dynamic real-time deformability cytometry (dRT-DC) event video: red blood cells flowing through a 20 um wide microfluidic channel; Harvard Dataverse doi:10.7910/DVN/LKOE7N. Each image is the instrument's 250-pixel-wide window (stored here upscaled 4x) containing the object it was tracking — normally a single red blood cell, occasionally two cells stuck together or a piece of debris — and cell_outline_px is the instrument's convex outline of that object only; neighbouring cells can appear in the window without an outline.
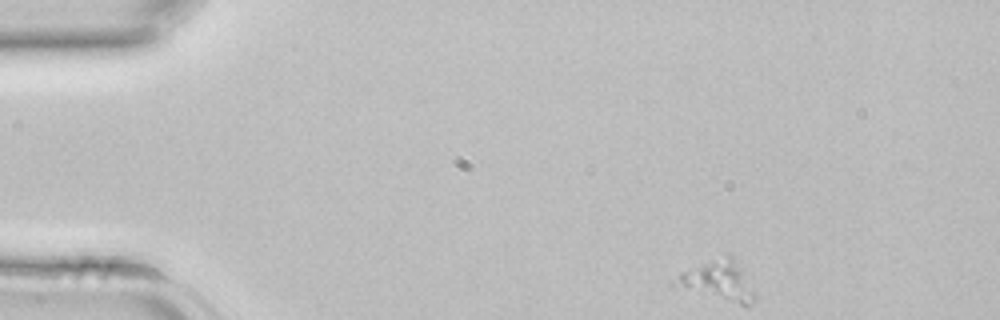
{"species": "common noctule bat (a hibernating species)", "species_latin": "Nyctalus noctula", "temperature_condition": "room temperature", "stored_images_in_passage": 38, "camera_frame_rate_fps": 3000, "um_per_image_px": 0.085, "animal": {"sex": "female", "body_mass_g": 22.7, "forearm_length_mm": 54.2}, "frame": {"image": 1, "passage_image": 1, "time_ms": 0.0, "image_size_px": [1000, 320], "cell_outline_px": [[756, 296], [752, 304], [740, 304], [668, 284], [680, 272], [724, 252], [728, 252], [732, 256], [740, 268]], "centroid_in_image_um": [60.97, 23.79], "position_along_channel_um": 24.0, "area_um2": 18.21}}
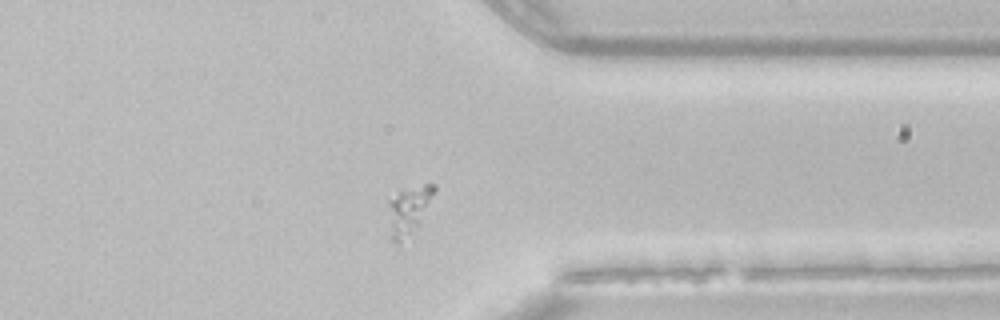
{"frame": {"image": 2, "passage_image": 29, "time_ms": 9.333, "image_size_px": [1000, 320], "cell_outline_px": [[436, 192], [412, 232], [396, 244], [392, 240], [388, 204], [388, 200], [400, 192], [424, 184], [436, 184]], "centroid_in_image_um": [34.75, 17.82], "position_along_channel_um": 376.7, "area_um2": 12.14}}
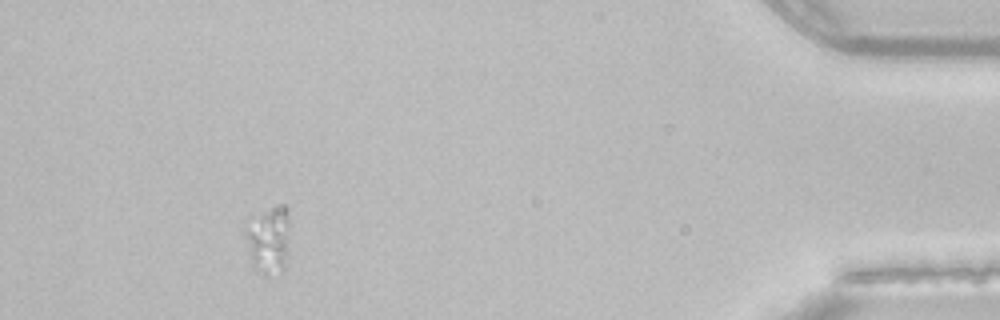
{"frame": {"image": 3, "passage_image": 35, "time_ms": 11.333, "image_size_px": [1000, 320], "cell_outline_px": [[288, 224], [284, 268], [264, 276], [256, 272], [252, 264], [240, 228], [252, 216], [276, 204], [284, 204], [288, 208]], "centroid_in_image_um": [22.71, 20.31], "position_along_channel_um": 412.5, "area_um2": 17.92}}